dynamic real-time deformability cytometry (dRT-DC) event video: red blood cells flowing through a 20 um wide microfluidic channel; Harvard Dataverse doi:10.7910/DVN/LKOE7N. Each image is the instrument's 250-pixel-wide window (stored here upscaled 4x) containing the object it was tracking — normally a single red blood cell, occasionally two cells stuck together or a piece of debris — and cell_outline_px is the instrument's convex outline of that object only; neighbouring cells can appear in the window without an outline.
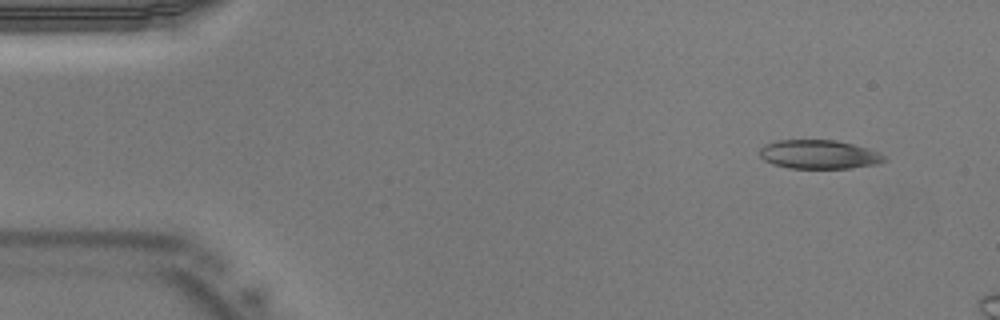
{"species": "Egyptian fruit bat (a non-hibernating species)", "species_latin": "Rousettus aegyptiacus", "temperature_condition": "warm", "stored_images_in_passage": 8, "camera_frame_rate_fps": 3000, "um_per_image_px": 0.085, "animal": {"sex": "male"}, "frame": {"image": 1, "passage_image": 3, "time_ms": 0.667, "image_size_px": [1000, 320], "cell_outline_px": [[888, 160], [876, 164], [852, 168], [788, 168], [772, 164], [764, 160], [760, 156], [760, 148], [764, 144], [776, 140], [836, 140], [868, 148], [880, 152]], "centroid_in_image_um": [69.61, 13.12], "position_along_channel_um": 15.4, "area_um2": 21.1}}